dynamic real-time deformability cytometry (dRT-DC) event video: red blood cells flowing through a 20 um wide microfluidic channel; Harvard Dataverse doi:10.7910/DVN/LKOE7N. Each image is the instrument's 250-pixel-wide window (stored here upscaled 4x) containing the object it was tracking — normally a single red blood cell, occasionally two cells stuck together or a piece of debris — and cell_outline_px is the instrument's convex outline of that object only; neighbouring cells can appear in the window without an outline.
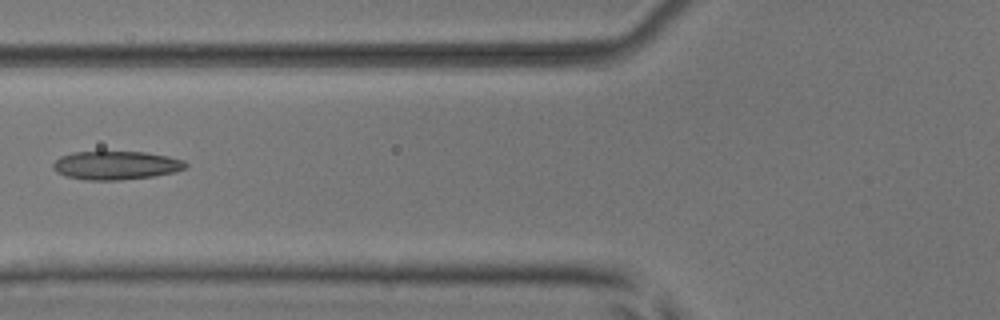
{"species": "common noctule bat (a hibernating species)", "species_latin": "Nyctalus noctula", "temperature_condition": "room temperature", "stored_images_in_passage": 3, "camera_frame_rate_fps": 3000, "um_per_image_px": 0.085, "animal": {"sex": "male", "body_mass_g": 17.9, "forearm_length_mm": 54.2}, "frame": {"image": 1, "passage_image": 3, "time_ms": 2.333, "image_size_px": [1000, 320], "cell_outline_px": [[188, 164], [184, 168], [176, 172], [152, 176], [120, 180], [84, 180], [64, 176], [56, 172], [52, 168], [52, 164], [60, 156], [72, 152], [144, 152], [168, 156], [184, 160]], "centroid_in_image_um": [9.83, 14.06], "position_along_channel_um": 116.0, "area_um2": 22.14}}